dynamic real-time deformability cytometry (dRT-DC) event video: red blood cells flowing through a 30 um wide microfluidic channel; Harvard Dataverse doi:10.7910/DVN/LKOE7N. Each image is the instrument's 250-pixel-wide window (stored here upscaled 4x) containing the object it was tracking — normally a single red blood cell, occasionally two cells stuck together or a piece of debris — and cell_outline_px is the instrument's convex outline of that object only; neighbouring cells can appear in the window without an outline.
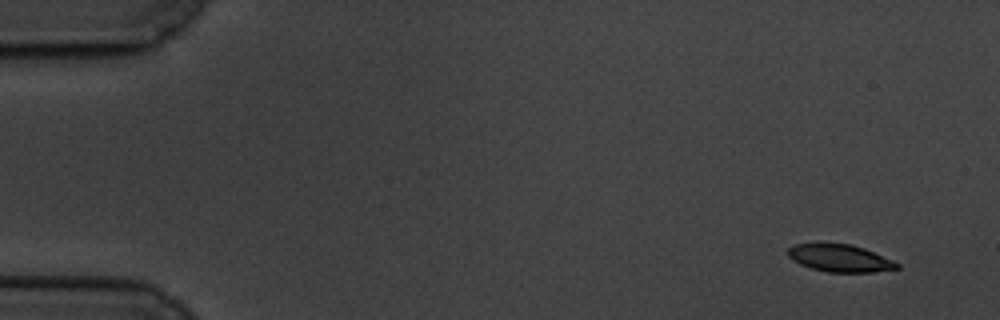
{"species": "common noctule bat (a hibernating species)", "species_latin": "Nyctalus noctula", "temperature_condition": "cold", "stored_images_in_passage": 5, "camera_frame_rate_fps": 3000, "um_per_image_px": 0.085, "animal": {"sex": "male", "body_mass_g": 19.5, "forearm_length_mm": 54.6}, "frame": {"image": 1, "passage_image": 1, "time_ms": 0.0, "image_size_px": [1000, 320], "cell_outline_px": [[900, 268], [872, 272], [828, 272], [812, 268], [800, 264], [792, 260], [788, 256], [788, 248], [792, 244], [852, 244], [864, 248], [892, 260], [900, 264]], "centroid_in_image_um": [71.39, 21.95], "position_along_channel_um": 13.6, "area_um2": 17.22}}
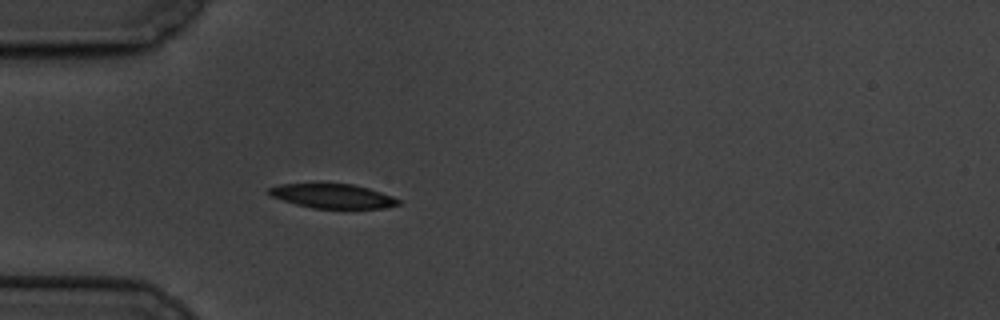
{"frame": {"image": 2, "passage_image": 5, "time_ms": 4.667, "image_size_px": [1000, 320], "cell_outline_px": [[400, 204], [384, 208], [312, 208], [296, 204], [272, 196], [264, 192], [268, 188], [280, 184], [320, 180], [352, 184], [368, 188], [392, 196], [400, 200]], "centroid_in_image_um": [28.19, 16.6], "position_along_channel_um": 56.8, "area_um2": 19.19}}